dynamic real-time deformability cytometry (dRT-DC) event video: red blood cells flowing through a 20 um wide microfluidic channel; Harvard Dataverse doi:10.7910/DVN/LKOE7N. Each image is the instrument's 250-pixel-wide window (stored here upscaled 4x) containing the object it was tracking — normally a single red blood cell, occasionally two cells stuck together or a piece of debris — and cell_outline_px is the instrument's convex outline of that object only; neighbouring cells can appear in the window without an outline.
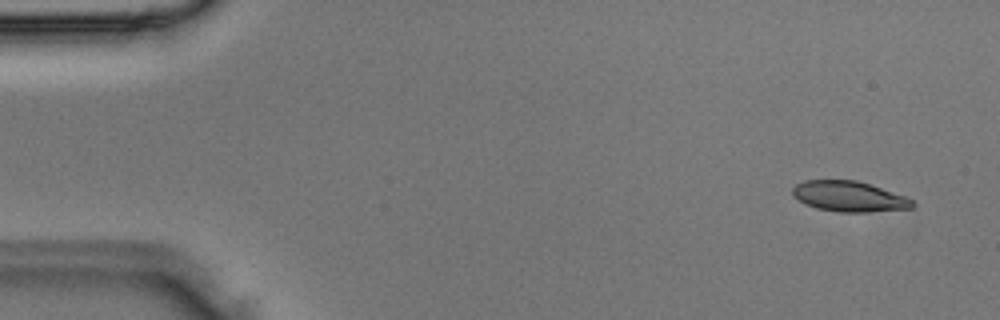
{"species": "Egyptian fruit bat (a non-hibernating species)", "species_latin": "Rousettus aegyptiacus", "temperature_condition": "room temperature", "stored_images_in_passage": 4, "camera_frame_rate_fps": 3000, "um_per_image_px": 0.085, "animal": {"sex": "male"}, "frame": {"image": 1, "passage_image": 1, "time_ms": 0.0, "image_size_px": [1000, 320], "cell_outline_px": [[916, 204], [912, 208], [868, 212], [840, 212], [816, 208], [804, 204], [792, 196], [792, 188], [796, 184], [804, 180], [856, 180], [904, 196], [912, 200]], "centroid_in_image_um": [72.12, 16.7], "position_along_channel_um": 12.9, "area_um2": 21.21}}